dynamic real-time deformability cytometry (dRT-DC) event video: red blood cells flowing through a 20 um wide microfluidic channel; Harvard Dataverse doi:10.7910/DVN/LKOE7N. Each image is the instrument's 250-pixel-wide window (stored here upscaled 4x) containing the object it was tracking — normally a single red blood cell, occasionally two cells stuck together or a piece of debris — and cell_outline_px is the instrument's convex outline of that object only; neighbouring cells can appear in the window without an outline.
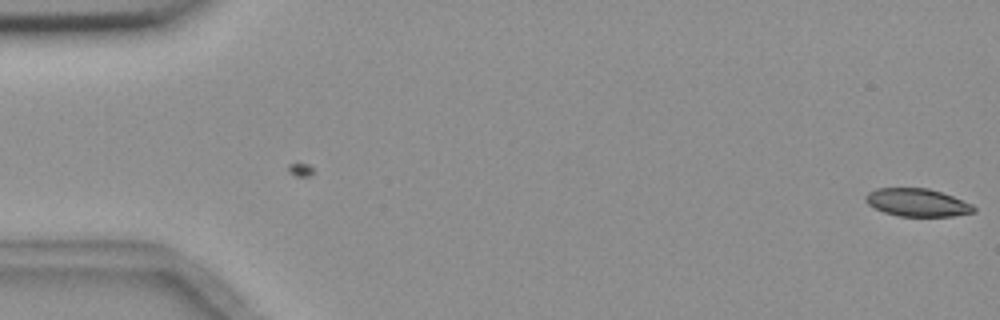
{"species": "common noctule bat (a hibernating species)", "species_latin": "Nyctalus noctula", "temperature_condition": "room temperature", "stored_images_in_passage": 2, "camera_frame_rate_fps": 3000, "um_per_image_px": 0.085, "animal": {"sex": "female", "body_mass_g": 18.4}, "frame": {"image": 1, "passage_image": 2, "time_ms": 1.333, "image_size_px": [1000, 320], "cell_outline_px": [[976, 212], [952, 216], [900, 216], [884, 212], [868, 204], [864, 200], [864, 196], [868, 192], [876, 188], [928, 188], [952, 196], [972, 204], [976, 208]], "centroid_in_image_um": [77.96, 17.21], "position_along_channel_um": 7.0, "area_um2": 17.51}}